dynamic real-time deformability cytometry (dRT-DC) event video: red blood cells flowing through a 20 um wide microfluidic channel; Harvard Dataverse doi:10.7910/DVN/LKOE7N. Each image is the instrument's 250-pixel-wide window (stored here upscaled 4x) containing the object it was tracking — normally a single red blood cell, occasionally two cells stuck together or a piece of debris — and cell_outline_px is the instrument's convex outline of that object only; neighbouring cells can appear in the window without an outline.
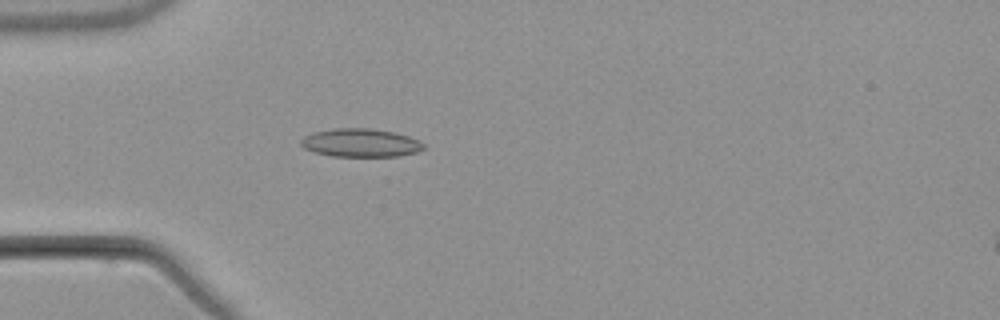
{"species": "common noctule bat (a hibernating species)", "species_latin": "Nyctalus noctula", "temperature_condition": "warm", "stored_images_in_passage": 5, "camera_frame_rate_fps": 3000, "um_per_image_px": 0.085, "animal": {"sex": "male", "body_mass_g": 21.5, "forearm_length_mm": 52.0}, "frame": {"image": 1, "passage_image": 5, "time_ms": 5.0, "image_size_px": [1000, 320], "cell_outline_px": [[424, 148], [416, 152], [396, 156], [332, 156], [316, 152], [304, 148], [300, 144], [300, 140], [304, 136], [312, 132], [332, 128], [368, 128], [396, 132], [408, 136], [424, 144]], "centroid_in_image_um": [30.61, 12.12], "position_along_channel_um": 54.4, "area_um2": 20.17}}